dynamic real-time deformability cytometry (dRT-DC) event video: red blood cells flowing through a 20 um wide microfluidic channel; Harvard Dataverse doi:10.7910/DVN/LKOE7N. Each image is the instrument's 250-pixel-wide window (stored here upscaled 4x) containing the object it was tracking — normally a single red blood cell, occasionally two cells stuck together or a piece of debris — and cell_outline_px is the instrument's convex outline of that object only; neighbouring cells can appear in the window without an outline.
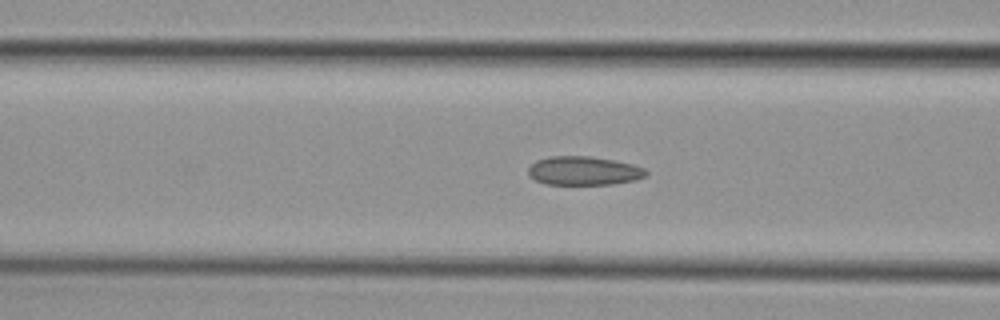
{"species": "common noctule bat (a hibernating species)", "species_latin": "Nyctalus noctula", "temperature_condition": "cold", "stored_images_in_passage": 57, "camera_frame_rate_fps": 3000, "um_per_image_px": 0.085, "animal": {"sex": "female", "body_mass_g": 29.2, "forearm_length_mm": 56.3}, "frame": {"image": 1, "passage_image": 22, "time_ms": 7.0, "image_size_px": [1000, 320], "cell_outline_px": [[648, 172], [644, 176], [636, 180], [612, 184], [544, 184], [528, 176], [528, 168], [536, 160], [548, 156], [588, 156], [612, 160], [632, 164], [644, 168]], "centroid_in_image_um": [49.58, 14.51], "position_along_channel_um": 117.0, "area_um2": 19.71}}
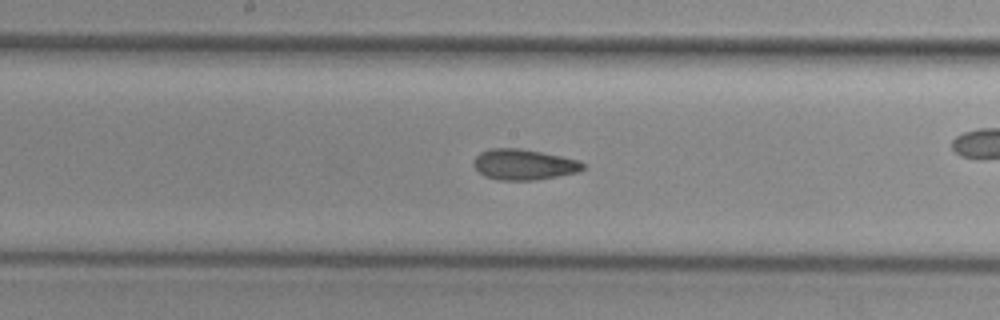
{"frame": {"image": 2, "passage_image": 29, "time_ms": 9.333, "image_size_px": [1000, 320], "cell_outline_px": [[584, 168], [580, 172], [532, 180], [500, 180], [484, 176], [472, 164], [476, 156], [480, 152], [492, 148], [516, 148], [540, 152], [580, 160], [584, 164]], "centroid_in_image_um": [44.52, 13.98], "position_along_channel_um": 203.7, "area_um2": 19.36}}
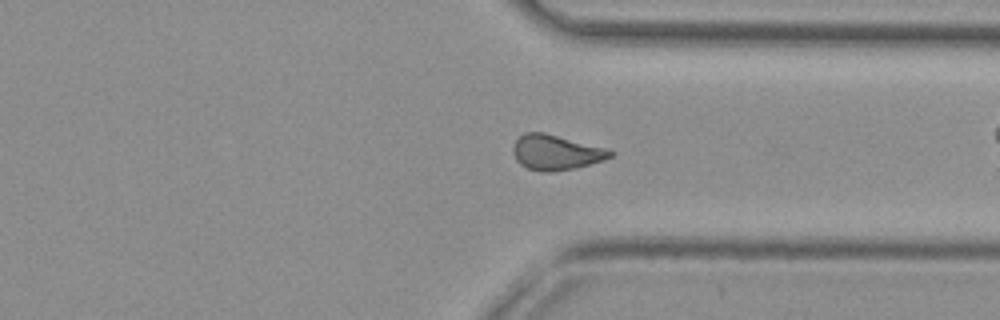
{"frame": {"image": 3, "passage_image": 42, "time_ms": 13.667, "image_size_px": [1000, 320], "cell_outline_px": [[612, 156], [604, 160], [572, 168], [552, 172], [540, 172], [528, 168], [520, 164], [516, 160], [512, 152], [512, 148], [516, 140], [524, 132], [544, 132], [608, 148], [612, 152]], "centroid_in_image_um": [47.23, 12.94], "position_along_channel_um": 364.2, "area_um2": 19.88}, "authors_computed_cell_mechanics": {"area_um2": 19.5942, "velocity_mm_per_s": 3.7058, "shape_relaxation_time_tau1_ms": null, "shape_relaxation_time_tau2_ms": 3.3568, "deformation_change_tau1": null, "deformation_change_tau2": 0.0776}}